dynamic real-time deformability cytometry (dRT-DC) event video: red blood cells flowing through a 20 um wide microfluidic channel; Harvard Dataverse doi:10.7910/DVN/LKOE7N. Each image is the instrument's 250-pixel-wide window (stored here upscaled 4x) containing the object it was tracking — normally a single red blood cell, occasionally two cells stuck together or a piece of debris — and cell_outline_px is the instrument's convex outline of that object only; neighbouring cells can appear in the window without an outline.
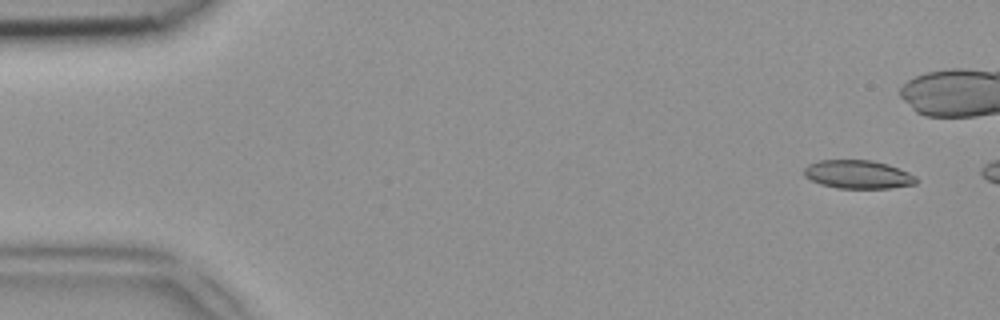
{"species": "common noctule bat (a hibernating species)", "species_latin": "Nyctalus noctula", "temperature_condition": "room temperature", "stored_images_in_passage": 8, "camera_frame_rate_fps": 3000, "um_per_image_px": 0.085, "animal": {"sex": "female", "body_mass_g": 18.4}, "frame": {"image": 1, "passage_image": 3, "time_ms": 0.667, "image_size_px": [1000, 320], "cell_outline_px": [[916, 184], [892, 188], [840, 188], [820, 184], [804, 176], [804, 168], [808, 164], [820, 160], [872, 160], [888, 164], [908, 172], [916, 176]], "centroid_in_image_um": [72.93, 14.82], "position_along_channel_um": 12.1, "area_um2": 18.55}}